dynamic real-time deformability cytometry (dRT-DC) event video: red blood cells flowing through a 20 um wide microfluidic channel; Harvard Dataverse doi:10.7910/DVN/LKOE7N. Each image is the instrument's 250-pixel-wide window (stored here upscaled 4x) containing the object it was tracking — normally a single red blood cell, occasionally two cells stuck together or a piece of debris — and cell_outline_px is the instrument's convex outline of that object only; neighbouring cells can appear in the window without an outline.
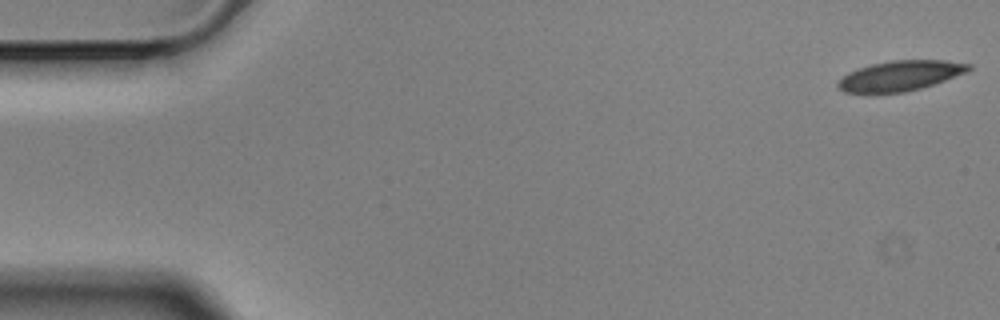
{"species": "Egyptian fruit bat (a non-hibernating species)", "species_latin": "Rousettus aegyptiacus", "temperature_condition": "cold", "stored_images_in_passage": 12, "camera_frame_rate_fps": 3000, "um_per_image_px": 0.085, "animal": {"sex": "male"}, "frame": {"image": 1, "passage_image": 1, "time_ms": 0.0, "image_size_px": [1000, 320], "cell_outline_px": [[972, 68], [968, 72], [920, 88], [904, 92], [868, 96], [844, 92], [836, 88], [836, 84], [848, 72], [872, 64], [892, 60], [944, 60], [972, 64]], "centroid_in_image_um": [76.45, 6.48], "position_along_channel_um": 8.6, "area_um2": 23.52}}